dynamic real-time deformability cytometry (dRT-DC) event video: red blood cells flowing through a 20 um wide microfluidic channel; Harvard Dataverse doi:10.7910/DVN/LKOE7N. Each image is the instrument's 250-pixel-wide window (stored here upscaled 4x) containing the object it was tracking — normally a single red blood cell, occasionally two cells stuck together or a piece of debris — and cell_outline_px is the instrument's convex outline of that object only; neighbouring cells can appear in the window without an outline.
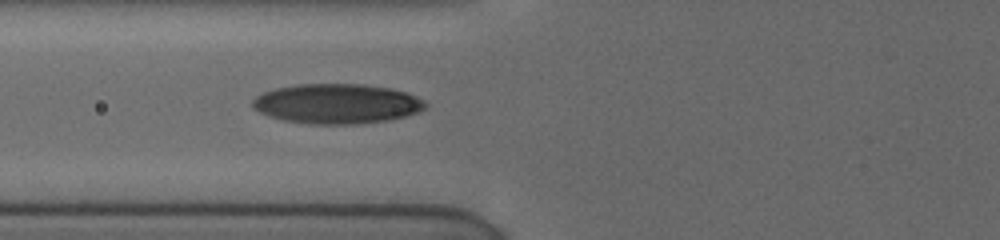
{"species": "human", "species_latin": "Homo sapiens", "temperature_condition": "cold", "stored_images_in_passage": 7, "camera_frame_rate_fps": 3000, "um_per_image_px": 0.085, "donor": {"sex": "female"}, "frame": {"image": 1, "passage_image": 7, "time_ms": 7.0, "image_size_px": [1000, 240], "cell_outline_px": [[428, 104], [424, 108], [416, 112], [404, 116], [384, 120], [348, 124], [316, 124], [284, 120], [260, 112], [252, 108], [252, 100], [256, 96], [264, 92], [276, 88], [296, 84], [364, 84], [388, 88], [404, 92], [424, 100]], "centroid_in_image_um": [28.59, 8.8], "position_along_channel_um": 97.2, "area_um2": 39.54}}